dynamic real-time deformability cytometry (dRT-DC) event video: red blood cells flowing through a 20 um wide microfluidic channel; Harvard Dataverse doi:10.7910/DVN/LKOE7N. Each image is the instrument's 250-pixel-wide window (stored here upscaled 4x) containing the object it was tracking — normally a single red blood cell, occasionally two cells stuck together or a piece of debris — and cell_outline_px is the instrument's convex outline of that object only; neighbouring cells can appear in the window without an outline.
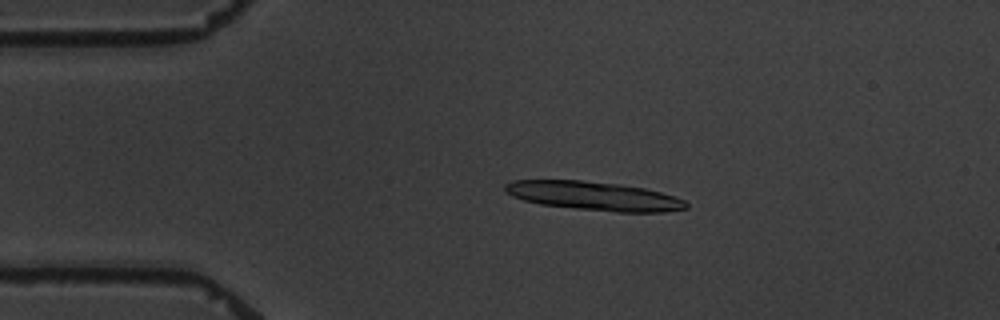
{"species": "common noctule bat (a hibernating species)", "species_latin": "Nyctalus noctula", "temperature_condition": "warm", "stored_images_in_passage": 9, "camera_frame_rate_fps": 3000, "um_per_image_px": 0.085, "animal": {"sex": "male", "body_mass_g": 19.5, "forearm_length_mm": 54.6}, "frame": {"image": 1, "passage_image": 3, "time_ms": 2.333, "image_size_px": [1000, 320], "cell_outline_px": [[688, 208], [664, 212], [616, 212], [576, 208], [540, 204], [524, 200], [512, 196], [504, 192], [504, 184], [512, 180], [580, 180], [620, 184], [644, 188], [660, 192], [684, 200], [688, 204]], "centroid_in_image_um": [50.46, 16.65], "position_along_channel_um": 34.5, "area_um2": 30.35}}
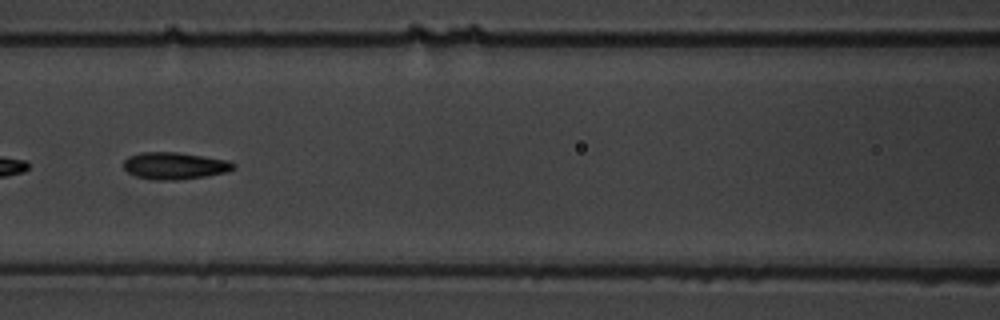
{"frame": {"image": 2, "passage_image": 7, "time_ms": 7.0, "image_size_px": [1000, 320], "cell_outline_px": [[236, 168], [224, 172], [204, 176], [180, 180], [156, 180], [136, 176], [128, 172], [124, 168], [124, 160], [128, 156], [140, 152], [176, 152], [204, 156], [228, 160], [236, 164]], "centroid_in_image_um": [14.84, 14.08], "position_along_channel_um": 151.8, "area_um2": 17.28}}
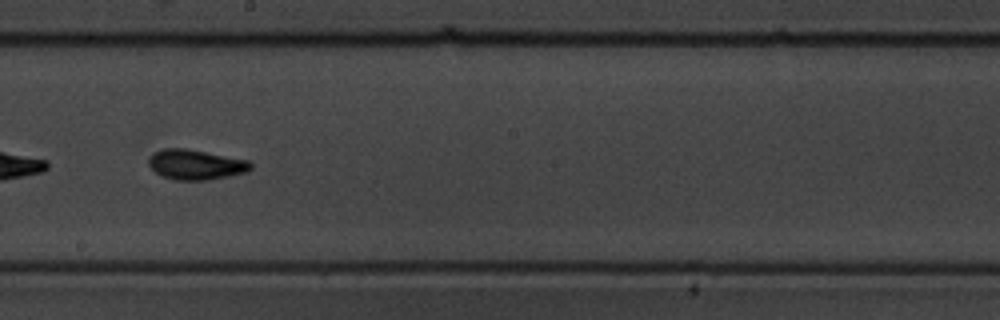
{"frame": {"image": 3, "passage_image": 9, "time_ms": 9.333, "image_size_px": [1000, 320], "cell_outline_px": [[252, 168], [248, 172], [208, 180], [176, 180], [160, 176], [148, 164], [148, 156], [152, 152], [164, 148], [184, 148], [248, 160], [252, 164]], "centroid_in_image_um": [16.6, 13.99], "position_along_channel_um": 231.6, "area_um2": 17.98}}